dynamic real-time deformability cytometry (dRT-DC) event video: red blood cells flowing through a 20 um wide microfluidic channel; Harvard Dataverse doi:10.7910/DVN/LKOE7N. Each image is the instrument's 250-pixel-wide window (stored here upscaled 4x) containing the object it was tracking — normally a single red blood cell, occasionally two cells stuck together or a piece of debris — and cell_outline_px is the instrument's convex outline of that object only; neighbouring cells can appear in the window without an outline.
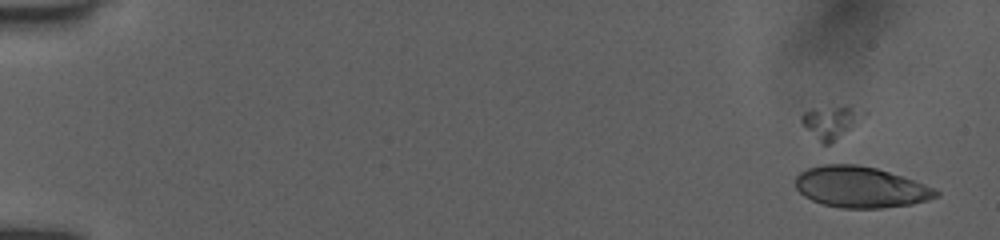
{"species": "human", "species_latin": "Homo sapiens", "temperature_condition": "room temperature", "stored_images_in_passage": 18, "camera_frame_rate_fps": 3000, "um_per_image_px": 0.085, "donor": {"sex": "female"}, "frame": {"image": 1, "passage_image": 1, "time_ms": 0.0, "image_size_px": [1000, 240], "cell_outline_px": [[940, 196], [928, 200], [912, 204], [880, 208], [840, 208], [824, 204], [812, 200], [804, 196], [796, 188], [796, 176], [800, 172], [808, 168], [824, 164], [856, 164], [876, 168], [924, 184], [940, 192]], "centroid_in_image_um": [73.13, 15.91], "position_along_channel_um": 11.9, "area_um2": 33.41}}
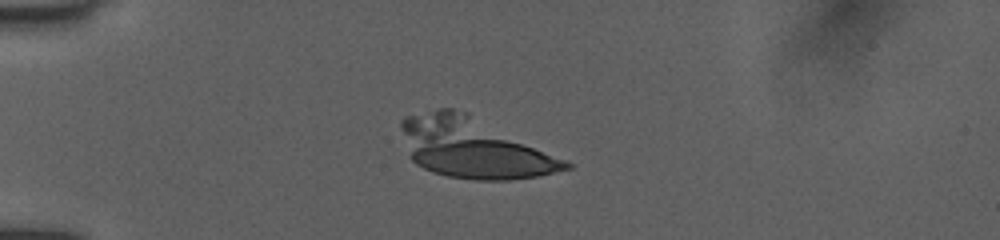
{"frame": {"image": 2, "passage_image": 6, "time_ms": 4.0, "image_size_px": [1000, 240], "cell_outline_px": [[572, 168], [536, 176], [508, 180], [472, 180], [448, 176], [432, 172], [416, 164], [412, 160], [400, 124], [400, 120], [404, 116], [440, 108], [452, 108], [468, 112], [568, 160], [572, 164]], "centroid_in_image_um": [40.28, 12.57], "position_along_channel_um": 44.7, "area_um2": 57.4}}
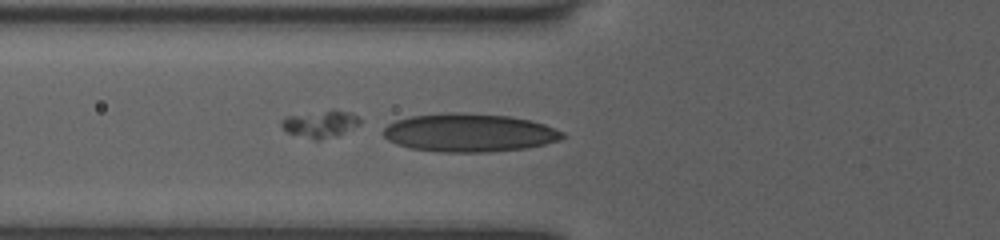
{"frame": {"image": 3, "passage_image": 8, "time_ms": 6.0, "image_size_px": [1000, 240], "cell_outline_px": [[568, 136], [560, 140], [528, 148], [488, 152], [440, 152], [412, 148], [396, 144], [388, 140], [380, 132], [388, 124], [396, 120], [412, 116], [452, 112], [456, 112], [508, 116], [532, 120], [544, 124], [564, 132]], "centroid_in_image_um": [39.9, 11.28], "position_along_channel_um": 85.9, "area_um2": 40.11}}